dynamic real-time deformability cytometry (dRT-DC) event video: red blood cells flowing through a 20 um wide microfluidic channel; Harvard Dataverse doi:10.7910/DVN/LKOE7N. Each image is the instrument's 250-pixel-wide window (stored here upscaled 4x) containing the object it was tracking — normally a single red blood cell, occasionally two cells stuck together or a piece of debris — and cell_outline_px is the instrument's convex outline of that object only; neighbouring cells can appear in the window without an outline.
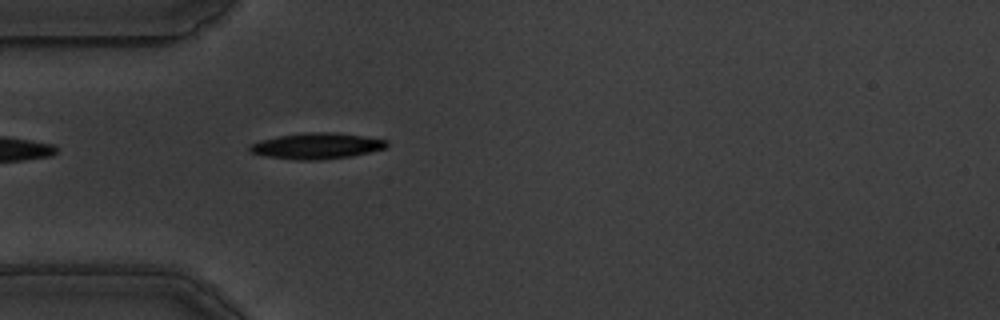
{"species": "common noctule bat (a hibernating species)", "species_latin": "Nyctalus noctula", "temperature_condition": "warm", "stored_images_in_passage": 41, "camera_frame_rate_fps": 3000, "um_per_image_px": 0.085, "animal": {"sex": "male", "body_mass_g": 19.5, "forearm_length_mm": 54.6}, "frame": {"image": 1, "passage_image": 1, "time_ms": 0.0, "image_size_px": [1000, 320], "cell_outline_px": [[388, 144], [384, 148], [352, 156], [320, 160], [296, 160], [264, 156], [248, 152], [248, 148], [252, 144], [260, 140], [276, 136], [308, 132], [336, 132], [388, 140]], "centroid_in_image_um": [26.88, 12.4], "position_along_channel_um": 58.1, "area_um2": 20.81}}
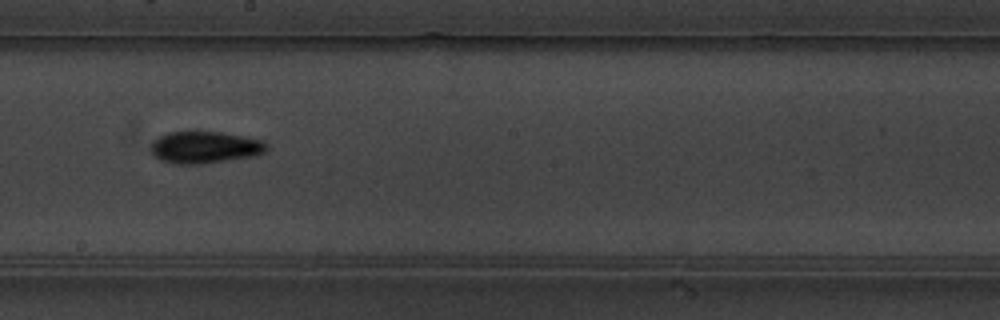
{"frame": {"image": 2, "passage_image": 16, "time_ms": 5.0, "image_size_px": [1000, 320], "cell_outline_px": [[268, 148], [264, 152], [256, 156], [200, 164], [176, 164], [160, 160], [152, 152], [152, 144], [160, 136], [168, 132], [220, 132], [244, 136], [264, 140], [268, 144]], "centroid_in_image_um": [17.48, 12.53], "position_along_channel_um": 230.7, "area_um2": 21.44}}
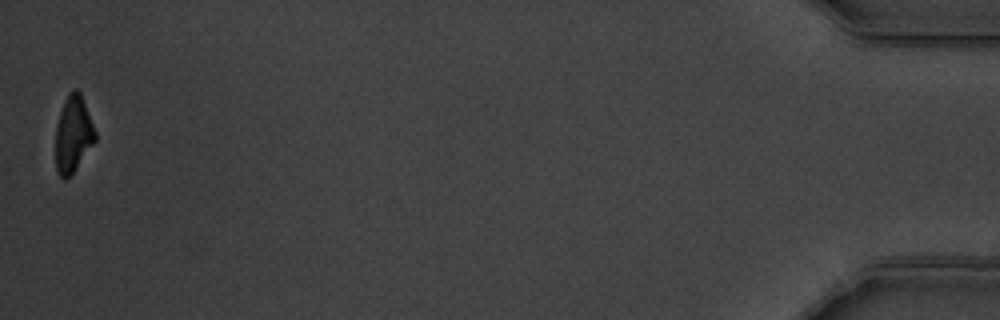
{"frame": {"image": 3, "passage_image": 41, "time_ms": 13.333, "image_size_px": [1000, 320], "cell_outline_px": [[96, 140], [72, 172], [64, 180], [60, 176], [56, 168], [56, 124], [64, 100], [68, 92], [76, 88], [80, 92], [96, 132]], "centroid_in_image_um": [6.21, 11.36], "position_along_channel_um": 429.0, "area_um2": 17.34}, "authors_computed_cell_mechanics": {"area_um2": 19.9988, "velocity_mm_per_s": 3.5218, "shape_relaxation_time_tau1_ms": 3.4303, "shape_relaxation_time_tau2_ms": 4.5355, "deformation_change_tau1": 0.1701, "deformation_change_tau2": 0.097}}